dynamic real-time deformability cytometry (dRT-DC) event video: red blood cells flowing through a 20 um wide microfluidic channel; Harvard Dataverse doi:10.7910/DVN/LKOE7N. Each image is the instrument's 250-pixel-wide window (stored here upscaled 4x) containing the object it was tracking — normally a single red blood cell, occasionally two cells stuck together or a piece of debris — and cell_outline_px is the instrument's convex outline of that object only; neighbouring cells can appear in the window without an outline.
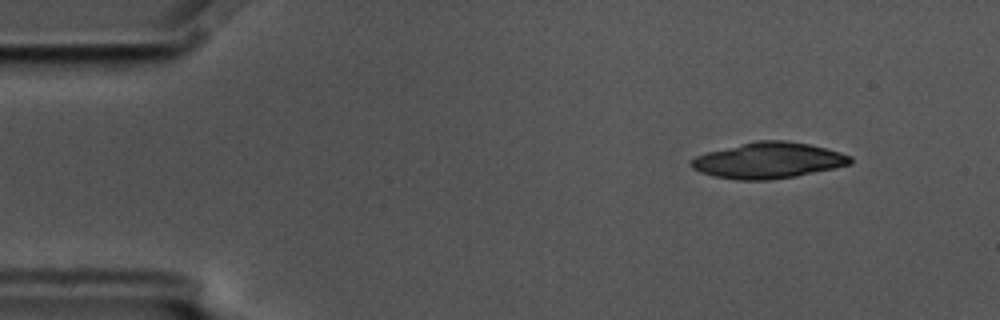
{"species": "common noctule bat (a hibernating species)", "species_latin": "Nyctalus noctula", "temperature_condition": "cold", "stored_images_in_passage": 10, "camera_frame_rate_fps": 3000, "um_per_image_px": 0.085, "animal": {"sex": "male", "body_mass_g": 17.5, "forearm_length_mm": 52.3}, "frame": {"image": 1, "passage_image": 1, "time_ms": 0.0, "image_size_px": [1000, 320], "cell_outline_px": [[852, 164], [796, 176], [768, 180], [736, 180], [712, 176], [700, 172], [692, 168], [688, 164], [696, 156], [708, 152], [756, 140], [788, 140], [808, 144], [840, 152], [852, 156]], "centroid_in_image_um": [65.3, 13.64], "position_along_channel_um": 19.7, "area_um2": 33.29}}